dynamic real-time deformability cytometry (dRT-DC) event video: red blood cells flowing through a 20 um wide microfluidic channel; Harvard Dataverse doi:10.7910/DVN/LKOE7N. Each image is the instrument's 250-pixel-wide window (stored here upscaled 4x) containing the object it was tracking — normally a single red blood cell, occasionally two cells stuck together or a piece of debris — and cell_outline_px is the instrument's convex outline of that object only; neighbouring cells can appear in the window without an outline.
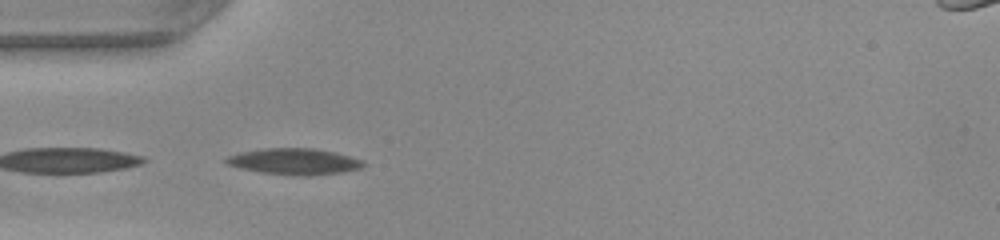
{"species": "common noctule bat (a hibernating species)", "species_latin": "Nyctalus noctula", "temperature_condition": "warm", "stored_images_in_passage": 22, "camera_frame_rate_fps": 3000, "um_per_image_px": 0.085, "animal": {"sex": "female", "body_mass_g": 22.0, "forearm_length_mm": 56.7}, "frame": {"image": 1, "passage_image": 15, "time_ms": 4.667, "image_size_px": [1000, 240], "cell_outline_px": [[368, 164], [360, 168], [340, 172], [308, 176], [304, 176], [260, 172], [240, 168], [228, 164], [224, 160], [228, 156], [240, 152], [264, 148], [312, 148], [336, 152], [364, 160]], "centroid_in_image_um": [25.05, 13.72], "position_along_channel_um": 59.9, "area_um2": 20.92}}
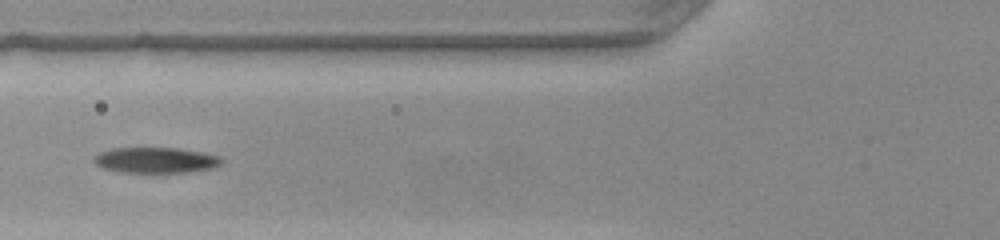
{"frame": {"image": 2, "passage_image": 19, "time_ms": 6.0, "image_size_px": [1000, 240], "cell_outline_px": [[224, 160], [216, 168], [188, 172], [120, 172], [104, 168], [96, 164], [92, 160], [92, 156], [100, 152], [112, 148], [176, 148], [204, 152], [220, 156]], "centroid_in_image_um": [13.26, 13.61], "position_along_channel_um": 112.5, "area_um2": 19.25}}